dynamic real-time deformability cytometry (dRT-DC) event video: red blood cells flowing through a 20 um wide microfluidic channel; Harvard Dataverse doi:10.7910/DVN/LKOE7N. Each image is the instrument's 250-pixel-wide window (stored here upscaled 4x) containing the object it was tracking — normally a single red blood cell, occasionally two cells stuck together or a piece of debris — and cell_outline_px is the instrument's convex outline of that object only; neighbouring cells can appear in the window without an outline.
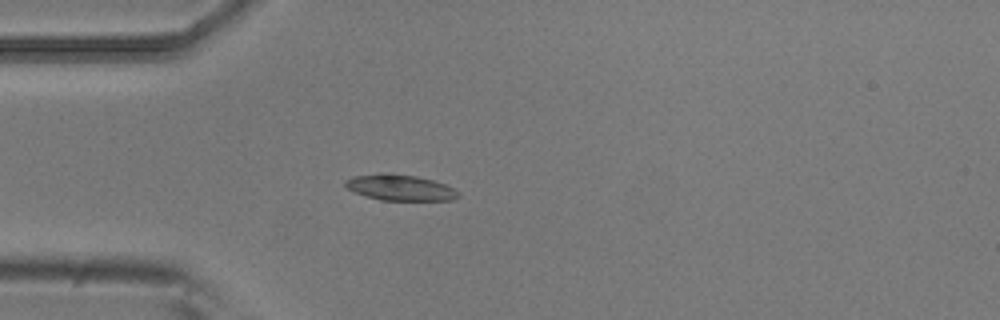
{"species": "common noctule bat (a hibernating species)", "species_latin": "Nyctalus noctula", "temperature_condition": "room temperature", "stored_images_in_passage": 4, "camera_frame_rate_fps": 3000, "um_per_image_px": 0.085, "animal": {"sex": "male", "body_mass_g": 20.5, "forearm_length_mm": 52.5}, "frame": {"image": 1, "passage_image": 4, "time_ms": 1.0, "image_size_px": [1000, 320], "cell_outline_px": [[460, 196], [452, 200], [380, 200], [356, 192], [348, 188], [344, 184], [344, 180], [352, 176], [380, 172], [416, 176], [432, 180], [456, 188], [460, 192]], "centroid_in_image_um": [34.02, 15.93], "position_along_channel_um": 51.0, "area_um2": 17.11}}